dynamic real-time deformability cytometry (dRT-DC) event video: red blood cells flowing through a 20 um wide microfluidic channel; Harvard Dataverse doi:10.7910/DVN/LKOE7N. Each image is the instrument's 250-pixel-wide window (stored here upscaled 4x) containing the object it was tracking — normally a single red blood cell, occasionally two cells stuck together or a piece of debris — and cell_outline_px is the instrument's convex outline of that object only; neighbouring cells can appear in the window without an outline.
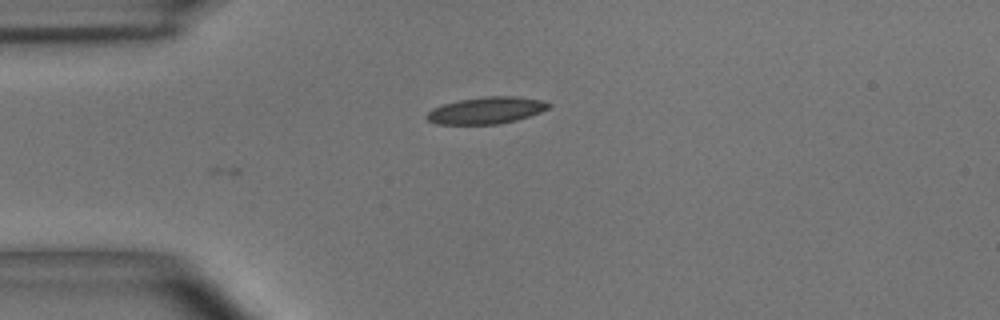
{"species": "common noctule bat (a hibernating species)", "species_latin": "Nyctalus noctula", "temperature_condition": "room temperature", "stored_images_in_passage": 2, "camera_frame_rate_fps": 3000, "um_per_image_px": 0.085, "animal": {"sex": "male", "body_mass_g": 15.6}, "frame": {"image": 1, "passage_image": 2, "time_ms": 0.333, "image_size_px": [1000, 320], "cell_outline_px": [[552, 104], [548, 108], [540, 112], [516, 120], [500, 124], [436, 124], [428, 120], [424, 116], [432, 108], [444, 104], [460, 100], [484, 96], [516, 96], [540, 100]], "centroid_in_image_um": [41.31, 9.38], "position_along_channel_um": 43.7, "area_um2": 18.96}}